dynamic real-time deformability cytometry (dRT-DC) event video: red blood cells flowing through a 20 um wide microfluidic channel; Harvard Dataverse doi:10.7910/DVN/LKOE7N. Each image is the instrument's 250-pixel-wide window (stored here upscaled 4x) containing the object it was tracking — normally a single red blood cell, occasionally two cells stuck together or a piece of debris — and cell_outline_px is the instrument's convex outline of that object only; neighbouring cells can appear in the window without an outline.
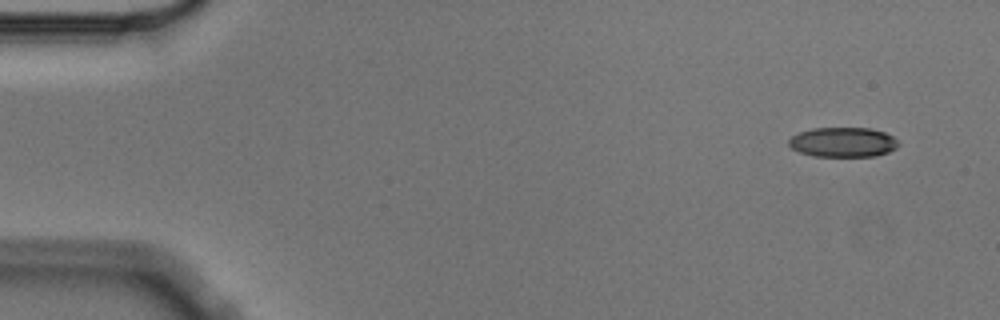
{"species": "Egyptian fruit bat (a non-hibernating species)", "species_latin": "Rousettus aegyptiacus", "temperature_condition": "cold", "stored_images_in_passage": 4, "camera_frame_rate_fps": 3000, "um_per_image_px": 0.085, "animal": {"sex": "male"}, "frame": {"image": 1, "passage_image": 1, "time_ms": 0.0, "image_size_px": [1000, 320], "cell_outline_px": [[900, 144], [896, 148], [888, 152], [876, 156], [816, 156], [800, 152], [792, 148], [788, 144], [788, 140], [792, 136], [800, 132], [812, 128], [872, 128], [884, 132], [892, 136]], "centroid_in_image_um": [71.67, 12.08], "position_along_channel_um": 13.3, "area_um2": 18.96}}
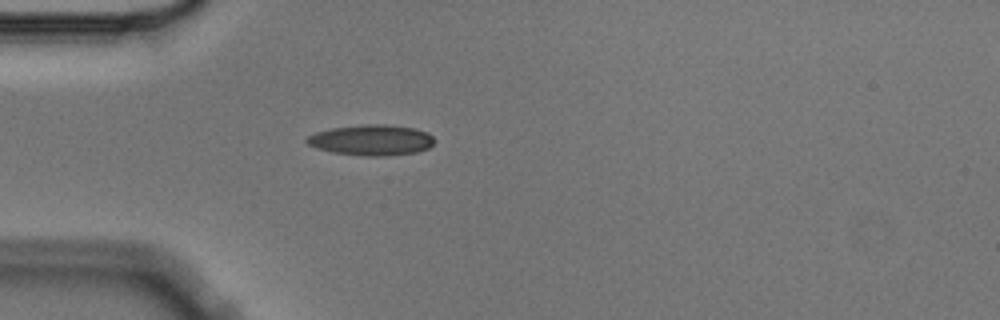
{"frame": {"image": 2, "passage_image": 4, "time_ms": 1.0, "image_size_px": [1000, 320], "cell_outline_px": [[436, 140], [428, 148], [416, 152], [384, 156], [364, 156], [332, 152], [316, 148], [308, 144], [304, 140], [308, 136], [316, 132], [332, 128], [364, 124], [384, 124], [416, 128], [428, 132]], "centroid_in_image_um": [31.58, 11.9], "position_along_channel_um": 53.4, "area_um2": 22.89}}